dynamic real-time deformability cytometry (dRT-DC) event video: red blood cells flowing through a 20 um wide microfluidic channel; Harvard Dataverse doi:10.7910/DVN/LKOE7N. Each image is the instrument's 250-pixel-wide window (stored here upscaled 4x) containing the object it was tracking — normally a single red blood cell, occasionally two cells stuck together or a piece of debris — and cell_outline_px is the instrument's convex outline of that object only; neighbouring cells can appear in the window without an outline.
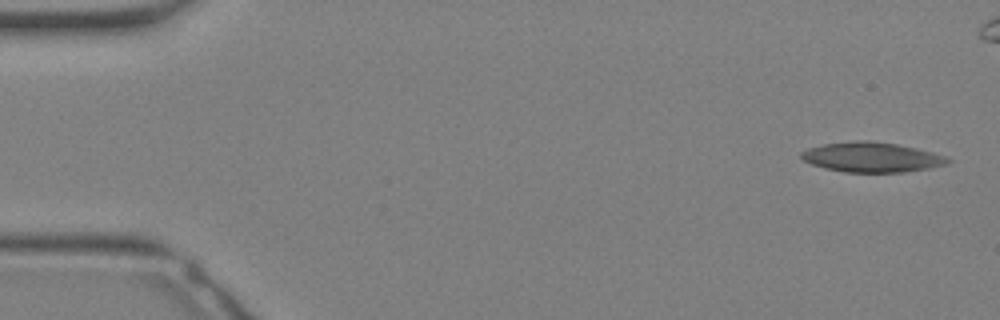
{"species": "Egyptian fruit bat (a non-hibernating species)", "species_latin": "Rousettus aegyptiacus", "temperature_condition": "warm", "stored_images_in_passage": 29, "camera_frame_rate_fps": 3000, "um_per_image_px": 0.085, "animal": {"sex": "female"}, "frame": {"image": 1, "passage_image": 1, "time_ms": 0.0, "image_size_px": [1000, 320], "cell_outline_px": [[952, 160], [944, 164], [928, 168], [904, 172], [844, 172], [824, 168], [812, 164], [804, 160], [800, 156], [800, 152], [808, 148], [824, 144], [856, 140], [868, 140], [896, 144], [916, 148], [932, 152], [944, 156]], "centroid_in_image_um": [74.05, 13.36], "position_along_channel_um": 10.9, "area_um2": 25.32}}
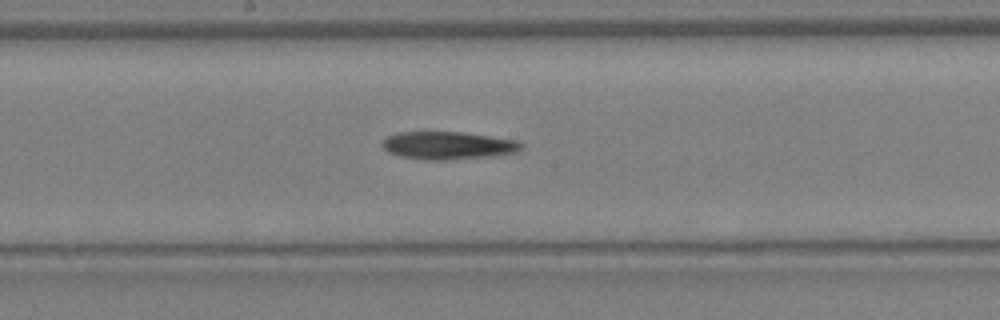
{"frame": {"image": 2, "passage_image": 17, "time_ms": 5.333, "image_size_px": [1000, 320], "cell_outline_px": [[524, 148], [516, 152], [484, 156], [440, 160], [428, 160], [400, 156], [388, 152], [384, 148], [384, 140], [388, 136], [396, 132], [460, 132], [520, 140], [524, 144]], "centroid_in_image_um": [38.11, 12.35], "position_along_channel_um": 210.1, "area_um2": 22.2}}
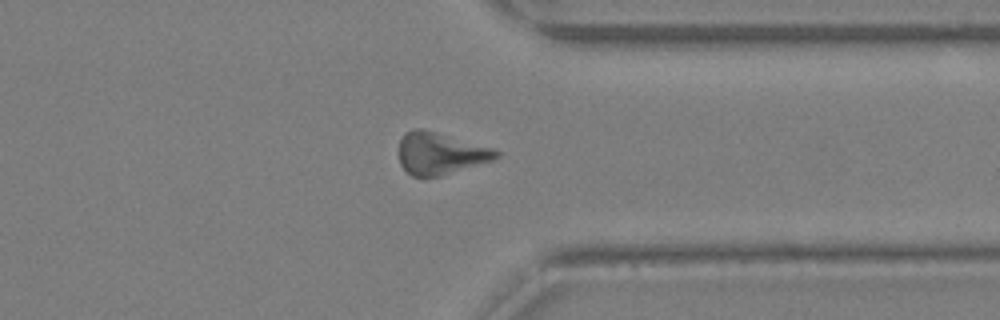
{"frame": {"image": 3, "passage_image": 25, "time_ms": 8.0, "image_size_px": [1000, 320], "cell_outline_px": [[500, 156], [492, 160], [440, 176], [412, 176], [400, 164], [400, 140], [404, 132], [416, 128], [424, 128], [492, 148], [500, 152]], "centroid_in_image_um": [37.41, 13.02], "position_along_channel_um": 374.0, "area_um2": 23.52}}